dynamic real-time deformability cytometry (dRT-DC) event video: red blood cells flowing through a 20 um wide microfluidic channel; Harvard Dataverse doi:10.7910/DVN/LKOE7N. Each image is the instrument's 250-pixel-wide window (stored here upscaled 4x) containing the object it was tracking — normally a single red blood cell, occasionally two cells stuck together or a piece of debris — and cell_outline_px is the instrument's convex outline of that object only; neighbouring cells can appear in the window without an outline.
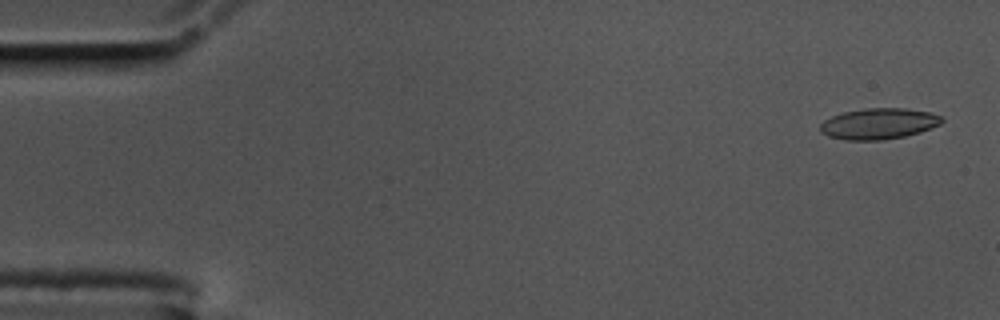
{"species": "common noctule bat (a hibernating species)", "species_latin": "Nyctalus noctula", "temperature_condition": "cold", "stored_images_in_passage": 52, "camera_frame_rate_fps": 3000, "um_per_image_px": 0.085, "animal": {"sex": "male", "body_mass_g": 17.5, "forearm_length_mm": 52.3}, "frame": {"image": 1, "passage_image": 2, "time_ms": 0.333, "image_size_px": [1000, 320], "cell_outline_px": [[944, 120], [940, 124], [932, 128], [920, 132], [904, 136], [884, 140], [844, 140], [828, 136], [820, 132], [820, 124], [824, 120], [832, 116], [844, 112], [864, 108], [904, 108], [932, 112], [940, 116]], "centroid_in_image_um": [74.69, 10.51], "position_along_channel_um": 10.3, "area_um2": 22.08}}
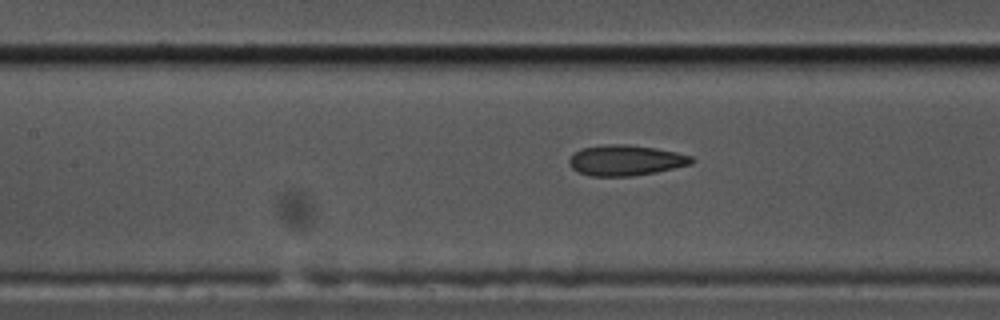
{"frame": {"image": 2, "passage_image": 25, "time_ms": 8.0, "image_size_px": [1000, 320], "cell_outline_px": [[696, 160], [692, 164], [656, 172], [632, 176], [592, 176], [580, 172], [572, 168], [568, 164], [568, 160], [580, 148], [604, 144], [628, 144], [656, 148], [676, 152], [692, 156]], "centroid_in_image_um": [53.2, 13.62], "position_along_channel_um": 154.2, "area_um2": 21.91}}
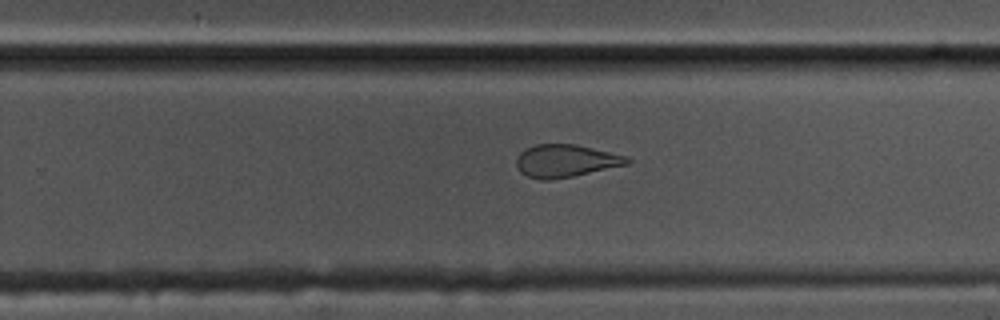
{"frame": {"image": 3, "passage_image": 36, "time_ms": 11.667, "image_size_px": [1000, 320], "cell_outline_px": [[632, 160], [628, 164], [572, 176], [548, 180], [540, 180], [528, 176], [520, 172], [516, 164], [516, 156], [520, 152], [536, 144], [576, 144], [628, 156]], "centroid_in_image_um": [48.08, 13.66], "position_along_channel_um": 281.7, "area_um2": 20.98}}